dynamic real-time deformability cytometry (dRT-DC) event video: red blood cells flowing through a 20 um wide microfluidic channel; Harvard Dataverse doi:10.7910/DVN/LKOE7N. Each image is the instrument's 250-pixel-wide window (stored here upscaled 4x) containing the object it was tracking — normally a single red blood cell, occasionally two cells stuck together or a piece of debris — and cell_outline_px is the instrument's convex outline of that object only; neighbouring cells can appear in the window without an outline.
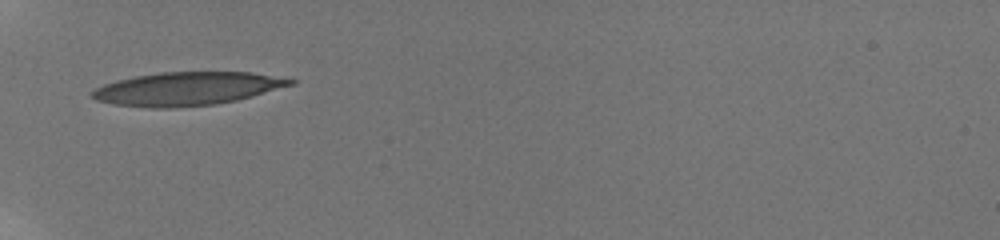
{"species": "human", "species_latin": "Homo sapiens", "temperature_condition": "room temperature", "stored_images_in_passage": 45, "camera_frame_rate_fps": 3000, "um_per_image_px": 0.085, "donor": {"sex": "male"}, "frame": {"image": 1, "passage_image": 1, "time_ms": 0.0, "image_size_px": [1000, 240], "cell_outline_px": [[296, 84], [252, 96], [236, 100], [216, 104], [168, 108], [148, 108], [112, 104], [96, 100], [88, 96], [96, 88], [104, 84], [116, 80], [136, 76], [160, 72], [252, 72], [296, 80]], "centroid_in_image_um": [15.88, 7.54], "position_along_channel_um": 69.1, "area_um2": 38.55}}
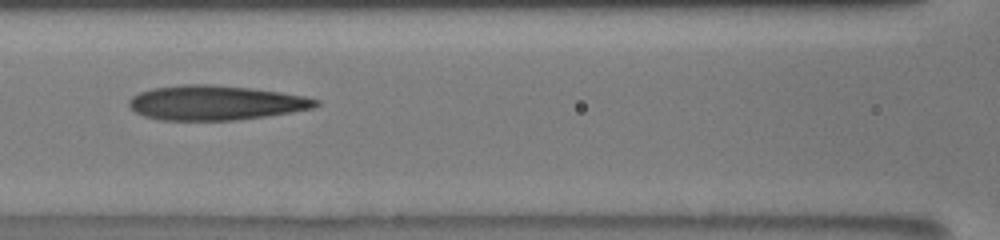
{"frame": {"image": 2, "passage_image": 8, "time_ms": 2.333, "image_size_px": [1000, 240], "cell_outline_px": [[320, 104], [312, 108], [292, 112], [268, 116], [236, 120], [160, 120], [144, 116], [136, 112], [128, 104], [128, 100], [132, 96], [140, 92], [152, 88], [184, 84], [208, 84], [248, 88], [280, 92], [304, 96], [320, 100]], "centroid_in_image_um": [18.32, 8.74], "position_along_channel_um": 148.3, "area_um2": 37.63}}
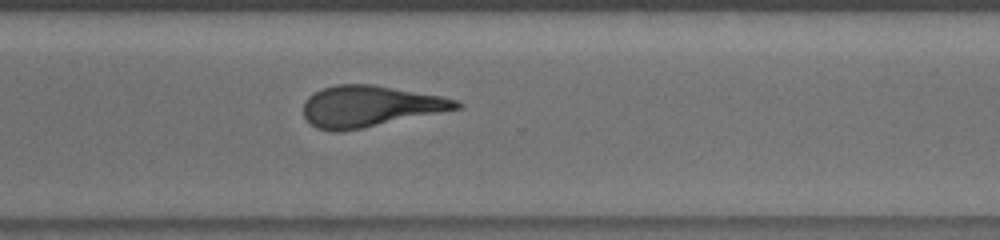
{"frame": {"image": 3, "passage_image": 25, "time_ms": 7.333, "image_size_px": [1000, 240], "cell_outline_px": [[464, 104], [460, 108], [360, 128], [336, 132], [316, 128], [304, 116], [304, 100], [308, 96], [324, 88], [336, 84], [372, 84], [440, 96], [456, 100]], "centroid_in_image_um": [31.4, 9.02], "position_along_channel_um": 339.2, "area_um2": 36.01}, "authors_computed_cell_mechanics": {"area_um2": 36.4718, "velocity_mm_per_s": 3.8336, "shape_relaxation_time_tau1_ms": 9.7282, "shape_relaxation_time_tau2_ms": 2.4727, "deformation_change_tau1": 0.2926, "deformation_change_tau2": 0.1327}}